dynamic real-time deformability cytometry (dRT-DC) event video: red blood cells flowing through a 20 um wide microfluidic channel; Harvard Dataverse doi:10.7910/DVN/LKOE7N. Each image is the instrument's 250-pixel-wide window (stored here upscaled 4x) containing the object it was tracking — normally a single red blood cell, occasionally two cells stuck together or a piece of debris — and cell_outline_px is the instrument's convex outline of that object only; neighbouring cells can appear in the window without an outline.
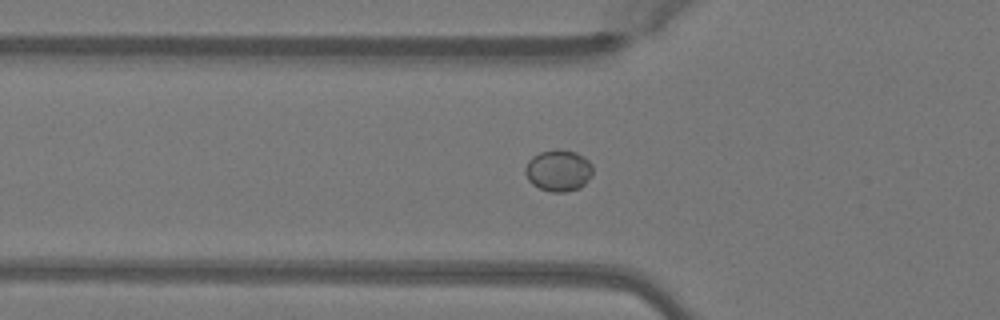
{"species": "Egyptian fruit bat (a non-hibernating species)", "species_latin": "Rousettus aegyptiacus", "temperature_condition": "warm", "stored_images_in_passage": 51, "camera_frame_rate_fps": 3000, "um_per_image_px": 0.085, "animal": {"sex": "female"}, "frame": {"image": 1, "passage_image": 17, "time_ms": 5.333, "image_size_px": [1000, 320], "cell_outline_px": [[592, 176], [580, 188], [568, 192], [552, 192], [540, 188], [532, 184], [528, 180], [524, 172], [524, 168], [528, 160], [532, 156], [540, 152], [556, 148], [576, 152], [584, 156], [592, 164]], "centroid_in_image_um": [47.46, 14.49], "position_along_channel_um": 78.3, "area_um2": 16.65}}
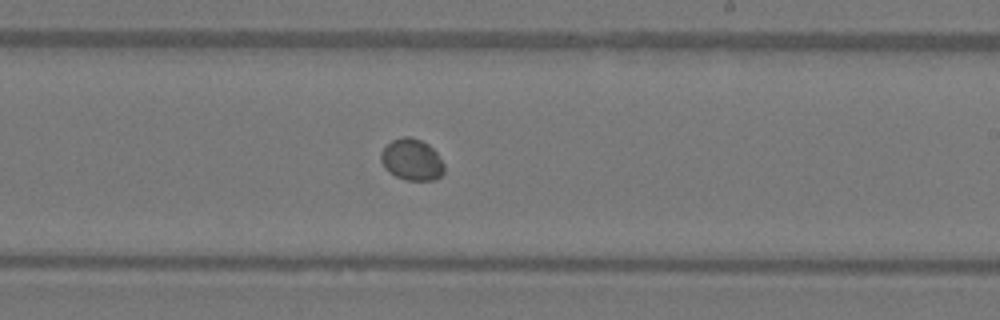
{"frame": {"image": 2, "passage_image": 30, "time_ms": 9.667, "image_size_px": [1000, 320], "cell_outline_px": [[444, 172], [440, 176], [432, 180], [404, 180], [388, 172], [384, 168], [380, 160], [380, 152], [392, 140], [404, 136], [412, 136], [428, 144], [436, 152], [444, 164]], "centroid_in_image_um": [34.98, 13.57], "position_along_channel_um": 254.0, "area_um2": 15.37}}
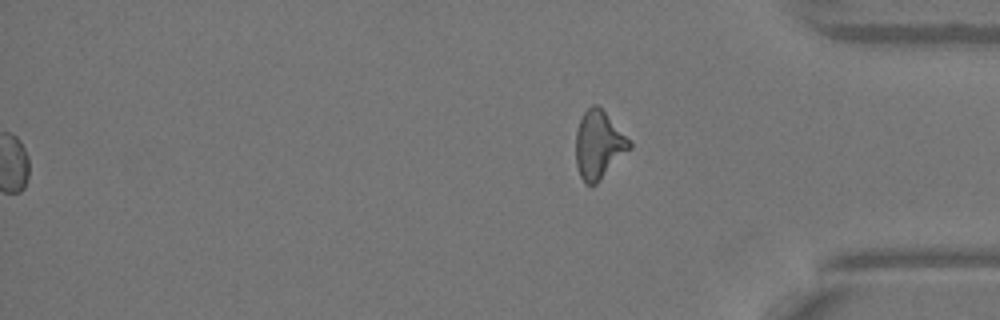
{"frame": {"image": 3, "passage_image": 51, "time_ms": 16.667, "image_size_px": [1000, 320], "cell_outline_px": [[632, 148], [596, 184], [584, 184], [580, 176], [576, 164], [576, 132], [580, 120], [584, 112], [592, 104], [596, 104], [604, 112], [632, 144]], "centroid_in_image_um": [50.87, 12.35], "position_along_channel_um": 384.3, "area_um2": 20.87}}